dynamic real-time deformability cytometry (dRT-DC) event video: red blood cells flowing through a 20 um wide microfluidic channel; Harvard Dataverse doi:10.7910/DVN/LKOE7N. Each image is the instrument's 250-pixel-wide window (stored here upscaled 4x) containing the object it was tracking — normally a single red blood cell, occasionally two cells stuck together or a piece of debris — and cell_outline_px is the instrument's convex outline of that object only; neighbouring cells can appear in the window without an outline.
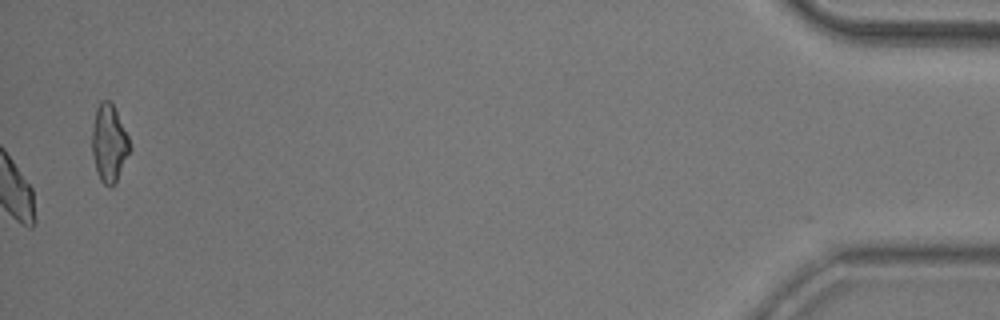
{"species": "common noctule bat (a hibernating species)", "species_latin": "Nyctalus noctula", "temperature_condition": "room temperature", "stored_images_in_passage": 54, "camera_frame_rate_fps": 3000, "um_per_image_px": 0.085, "animal": {"sex": "male", "body_mass_g": 20.5, "forearm_length_mm": 52.5}, "frame": {"image": 1, "passage_image": 54, "time_ms": 17.667, "image_size_px": [1000, 320], "cell_outline_px": [[132, 148], [116, 184], [104, 184], [100, 180], [96, 172], [92, 152], [92, 128], [96, 108], [100, 100], [108, 100], [112, 104], [128, 136]], "centroid_in_image_um": [9.28, 12.2], "position_along_channel_um": 425.9, "area_um2": 17.05}, "authors_computed_cell_mechanics": {"area_um2": 18.7272, "velocity_mm_per_s": 3.8334, "shape_relaxation_time_tau1_ms": 4.0415, "shape_relaxation_time_tau2_ms": null, "deformation_change_tau1": 0.0837, "deformation_change_tau2": null}}